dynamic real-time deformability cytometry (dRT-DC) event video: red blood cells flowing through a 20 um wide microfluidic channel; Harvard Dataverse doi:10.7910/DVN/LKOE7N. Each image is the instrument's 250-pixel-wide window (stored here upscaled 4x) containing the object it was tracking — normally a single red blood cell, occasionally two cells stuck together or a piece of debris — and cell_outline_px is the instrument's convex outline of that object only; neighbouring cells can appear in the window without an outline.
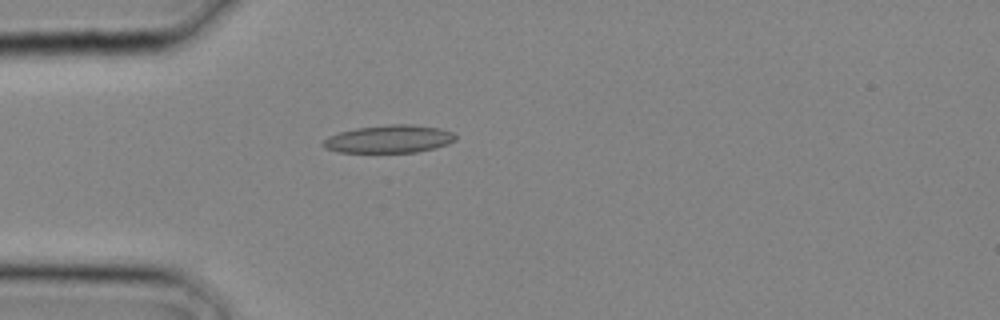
{"species": "common noctule bat (a hibernating species)", "species_latin": "Nyctalus noctula", "temperature_condition": "cold", "stored_images_in_passage": 10, "camera_frame_rate_fps": 3000, "um_per_image_px": 0.085, "animal": {"sex": "male", "body_mass_g": 20.4}, "frame": {"image": 1, "passage_image": 4, "time_ms": 1.0, "image_size_px": [1000, 320], "cell_outline_px": [[456, 140], [448, 144], [436, 148], [416, 152], [340, 152], [324, 148], [320, 144], [328, 136], [340, 132], [356, 128], [388, 124], [412, 124], [440, 128], [452, 132], [456, 136]], "centroid_in_image_um": [33.08, 11.81], "position_along_channel_um": 51.9, "area_um2": 21.56}}
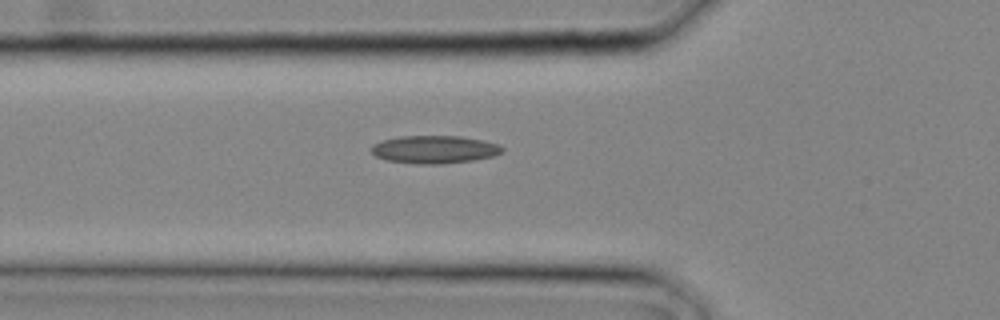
{"frame": {"image": 2, "passage_image": 6, "time_ms": 1.667, "image_size_px": [1000, 320], "cell_outline_px": [[504, 152], [492, 156], [472, 160], [440, 164], [416, 164], [384, 160], [376, 156], [372, 152], [372, 144], [384, 140], [400, 136], [460, 136], [500, 144], [504, 148]], "centroid_in_image_um": [36.93, 12.71], "position_along_channel_um": 88.9, "area_um2": 21.21}}
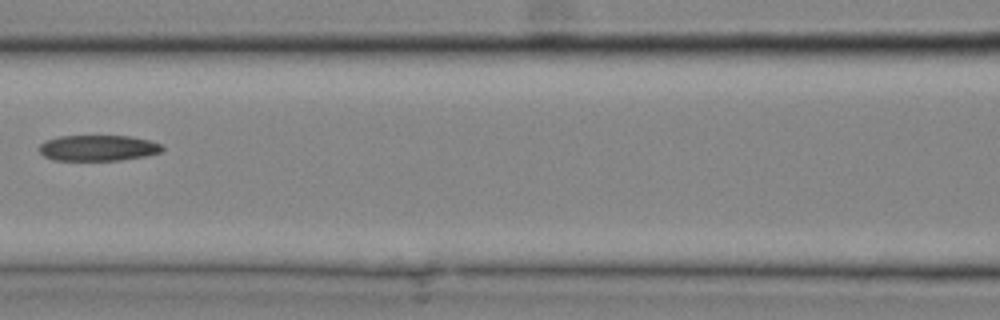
{"frame": {"image": 3, "passage_image": 9, "time_ms": 2.667, "image_size_px": [1000, 320], "cell_outline_px": [[164, 148], [160, 152], [144, 156], [120, 160], [52, 160], [44, 156], [40, 152], [40, 144], [44, 140], [60, 136], [132, 136], [148, 140], [160, 144]], "centroid_in_image_um": [8.3, 12.57], "position_along_channel_um": 158.3, "area_um2": 18.44}}